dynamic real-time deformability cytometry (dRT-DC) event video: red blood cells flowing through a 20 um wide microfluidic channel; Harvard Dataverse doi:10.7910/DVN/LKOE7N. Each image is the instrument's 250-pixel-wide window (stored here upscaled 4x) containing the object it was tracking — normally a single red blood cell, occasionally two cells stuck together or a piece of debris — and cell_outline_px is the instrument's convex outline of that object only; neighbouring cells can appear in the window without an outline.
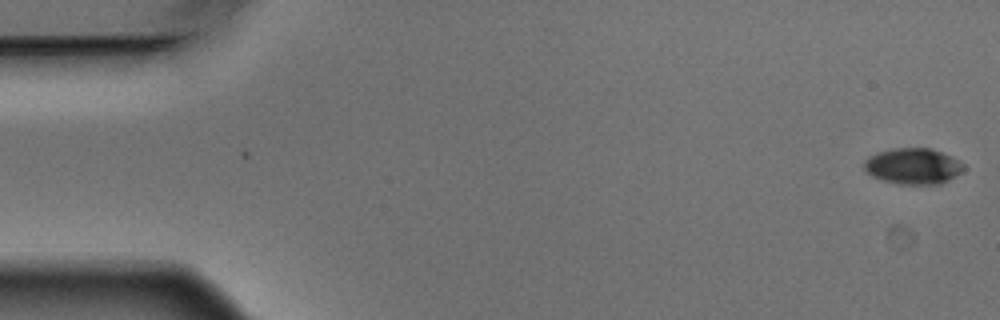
{"species": "Egyptian fruit bat (a non-hibernating species)", "species_latin": "Rousettus aegyptiacus", "temperature_condition": "warm", "stored_images_in_passage": 5, "camera_frame_rate_fps": 3000, "um_per_image_px": 0.085, "animal": {"sex": "male"}, "frame": {"image": 1, "passage_image": 1, "time_ms": 0.0, "image_size_px": [1000, 320], "cell_outline_px": [[964, 168], [956, 176], [940, 184], [900, 184], [884, 180], [872, 176], [864, 168], [864, 160], [876, 152], [892, 148], [932, 148], [964, 164]], "centroid_in_image_um": [77.58, 14.12], "position_along_channel_um": 7.4, "area_um2": 20.63}}
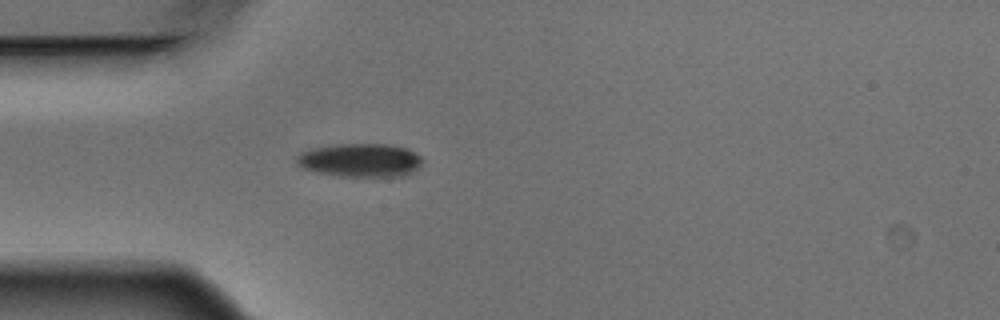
{"frame": {"image": 2, "passage_image": 5, "time_ms": 1.333, "image_size_px": [1000, 320], "cell_outline_px": [[424, 160], [408, 176], [344, 176], [316, 172], [304, 168], [296, 164], [296, 156], [300, 152], [312, 148], [336, 144], [392, 144], [408, 148], [420, 156]], "centroid_in_image_um": [30.63, 13.6], "position_along_channel_um": 54.4, "area_um2": 24.68}}